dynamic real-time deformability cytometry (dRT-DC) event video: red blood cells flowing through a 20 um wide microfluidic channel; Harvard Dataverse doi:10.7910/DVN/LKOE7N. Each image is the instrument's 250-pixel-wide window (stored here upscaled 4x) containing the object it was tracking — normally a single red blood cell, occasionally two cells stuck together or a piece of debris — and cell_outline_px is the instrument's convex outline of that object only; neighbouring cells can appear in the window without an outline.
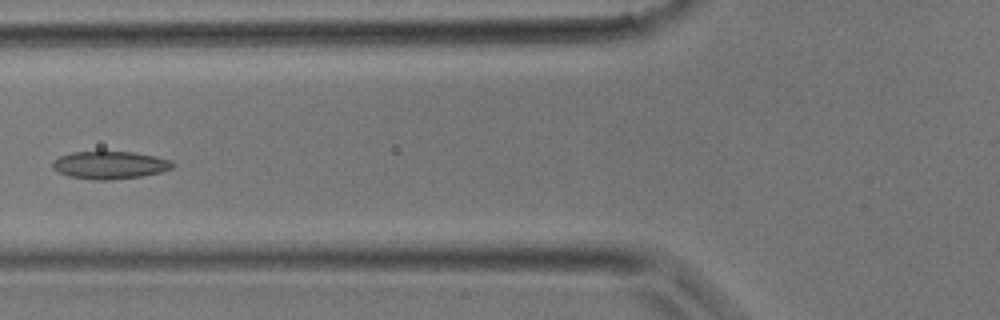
{"species": "common noctule bat (a hibernating species)", "species_latin": "Nyctalus noctula", "temperature_condition": "room temperature", "stored_images_in_passage": 36, "camera_frame_rate_fps": 3000, "um_per_image_px": 0.085, "animal": {"sex": "male", "body_mass_g": 17.9}, "frame": {"image": 1, "passage_image": 14, "time_ms": 4.333, "image_size_px": [1000, 320], "cell_outline_px": [[172, 168], [160, 172], [140, 176], [104, 180], [92, 180], [68, 176], [56, 172], [52, 168], [52, 160], [60, 156], [72, 152], [132, 152], [156, 156], [172, 160]], "centroid_in_image_um": [9.28, 14.03], "position_along_channel_um": 116.5, "area_um2": 19.31}}
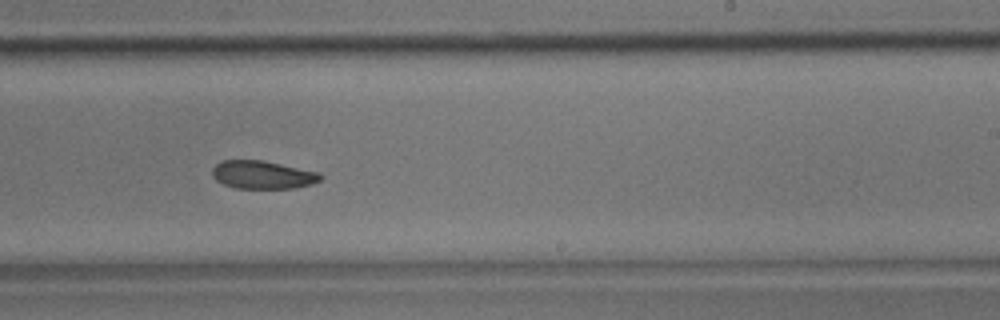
{"frame": {"image": 2, "passage_image": 22, "time_ms": 7.0, "image_size_px": [1000, 320], "cell_outline_px": [[324, 176], [320, 180], [312, 184], [292, 188], [236, 188], [224, 184], [216, 180], [212, 176], [212, 168], [220, 160], [264, 160], [320, 172]], "centroid_in_image_um": [22.33, 14.84], "position_along_channel_um": 266.7, "area_um2": 17.86}}
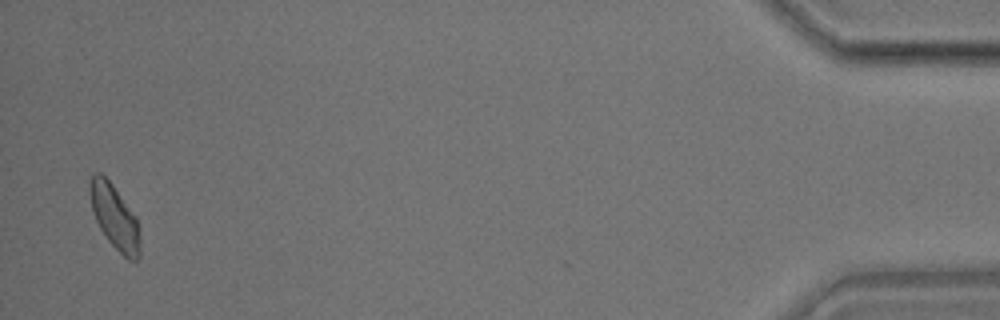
{"frame": {"image": 3, "passage_image": 35, "time_ms": 11.333, "image_size_px": [1000, 320], "cell_outline_px": [[140, 260], [128, 260], [108, 240], [100, 228], [92, 212], [88, 192], [88, 180], [92, 172], [100, 172], [112, 184], [136, 216], [140, 228]], "centroid_in_image_um": [9.73, 18.41], "position_along_channel_um": 425.5, "area_um2": 19.19}}